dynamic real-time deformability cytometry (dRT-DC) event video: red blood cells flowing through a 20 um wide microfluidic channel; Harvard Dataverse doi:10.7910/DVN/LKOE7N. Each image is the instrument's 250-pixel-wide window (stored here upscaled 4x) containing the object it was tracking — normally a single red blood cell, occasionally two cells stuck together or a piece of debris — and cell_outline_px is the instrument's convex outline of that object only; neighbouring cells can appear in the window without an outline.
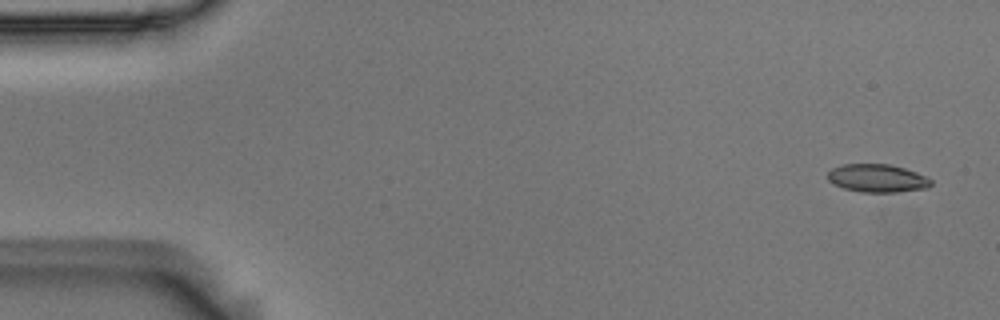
{"species": "Egyptian fruit bat (a non-hibernating species)", "species_latin": "Rousettus aegyptiacus", "temperature_condition": "room temperature", "stored_images_in_passage": 6, "camera_frame_rate_fps": 3000, "um_per_image_px": 0.085, "animal": {"sex": "male"}, "frame": {"image": 1, "passage_image": 1, "time_ms": 0.0, "image_size_px": [1000, 320], "cell_outline_px": [[932, 184], [928, 188], [896, 192], [860, 192], [844, 188], [828, 180], [828, 172], [832, 168], [844, 164], [892, 164], [916, 172], [932, 180]], "centroid_in_image_um": [74.59, 15.15], "position_along_channel_um": 10.4, "area_um2": 16.82}}
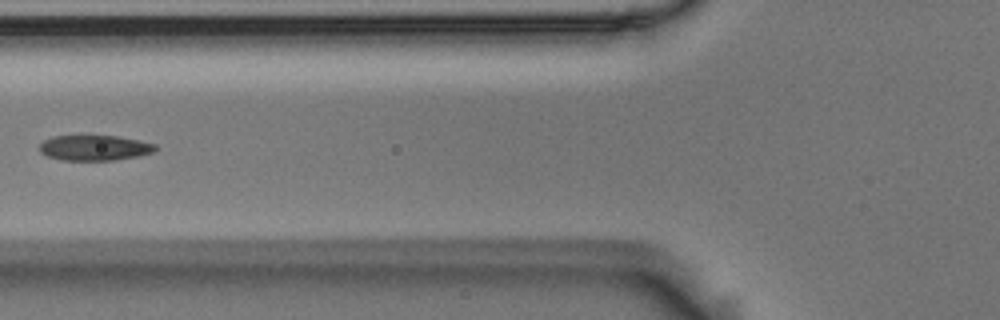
{"frame": {"image": 2, "passage_image": 5, "time_ms": 1.333, "image_size_px": [1000, 320], "cell_outline_px": [[156, 148], [152, 152], [140, 156], [116, 160], [60, 160], [48, 156], [40, 152], [40, 144], [44, 140], [56, 136], [116, 136], [140, 140], [156, 144]], "centroid_in_image_um": [8.06, 12.57], "position_along_channel_um": 117.7, "area_um2": 17.05}}
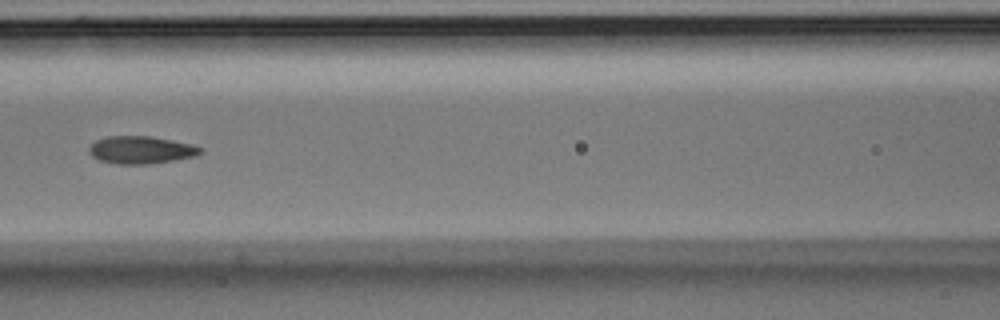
{"frame": {"image": 3, "passage_image": 6, "time_ms": 1.667, "image_size_px": [1000, 320], "cell_outline_px": [[204, 152], [196, 156], [148, 164], [120, 164], [100, 160], [92, 156], [88, 152], [88, 148], [96, 140], [108, 136], [152, 136], [192, 144], [200, 148]], "centroid_in_image_um": [11.98, 12.73], "position_along_channel_um": 154.6, "area_um2": 17.8}}